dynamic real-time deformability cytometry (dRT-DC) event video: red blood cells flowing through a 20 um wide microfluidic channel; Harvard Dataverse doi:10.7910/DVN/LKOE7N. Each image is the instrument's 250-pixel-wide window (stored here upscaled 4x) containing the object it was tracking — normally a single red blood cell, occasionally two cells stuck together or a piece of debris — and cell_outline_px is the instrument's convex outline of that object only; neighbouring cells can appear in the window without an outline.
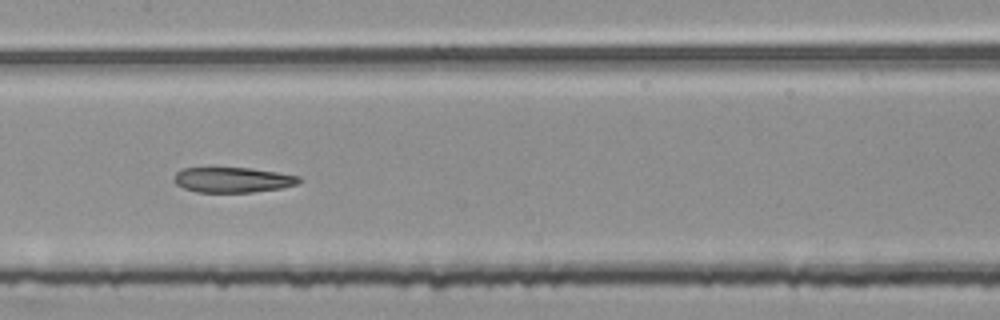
{"species": "common noctule bat (a hibernating species)", "species_latin": "Nyctalus noctula", "temperature_condition": "room temperature", "stored_images_in_passage": 53, "segment_of_instrument_passage": [2, 2], "camera_frame_rate_fps": 3000, "um_per_image_px": 0.085, "animal": {"sex": "female", "body_mass_g": 25.1}, "frame": {"image": 1, "passage_image": 27, "time_ms": 8.667, "image_size_px": [1000, 320], "cell_outline_px": [[300, 180], [296, 184], [280, 188], [252, 192], [196, 192], [184, 188], [176, 184], [176, 172], [184, 168], [252, 168], [300, 176]], "centroid_in_image_um": [19.79, 15.28], "position_along_channel_um": 187.6, "area_um2": 18.09}}
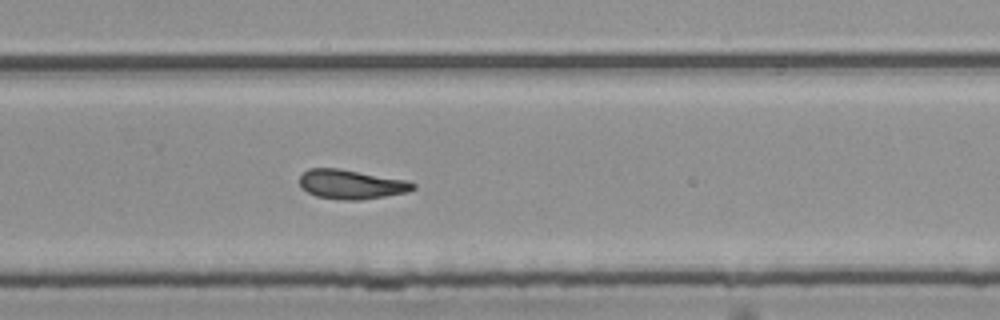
{"frame": {"image": 2, "passage_image": 36, "time_ms": 11.667, "image_size_px": [1000, 320], "cell_outline_px": [[416, 188], [408, 192], [360, 200], [340, 200], [316, 196], [308, 192], [300, 184], [300, 176], [308, 168], [340, 168], [408, 180], [416, 184]], "centroid_in_image_um": [29.89, 15.66], "position_along_channel_um": 299.9, "area_um2": 19.48}}
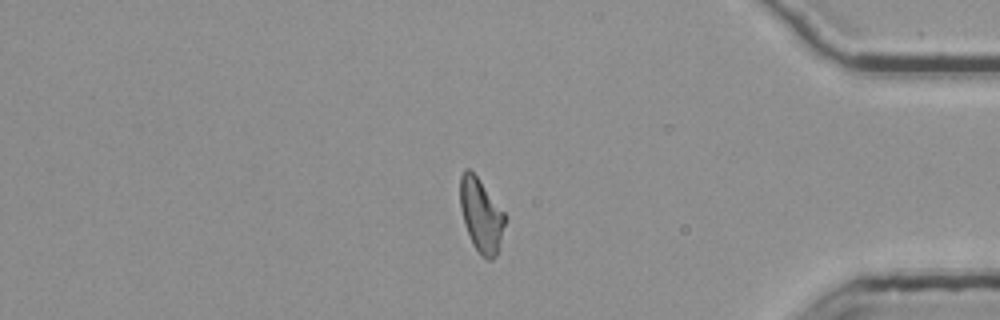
{"frame": {"image": 3, "passage_image": 46, "time_ms": 15.0, "image_size_px": [1000, 320], "cell_outline_px": [[504, 224], [496, 256], [492, 260], [488, 260], [472, 244], [464, 224], [460, 208], [460, 176], [464, 168], [468, 168], [476, 176], [504, 212]], "centroid_in_image_um": [40.85, 18.28], "position_along_channel_um": 394.3, "area_um2": 18.73}}